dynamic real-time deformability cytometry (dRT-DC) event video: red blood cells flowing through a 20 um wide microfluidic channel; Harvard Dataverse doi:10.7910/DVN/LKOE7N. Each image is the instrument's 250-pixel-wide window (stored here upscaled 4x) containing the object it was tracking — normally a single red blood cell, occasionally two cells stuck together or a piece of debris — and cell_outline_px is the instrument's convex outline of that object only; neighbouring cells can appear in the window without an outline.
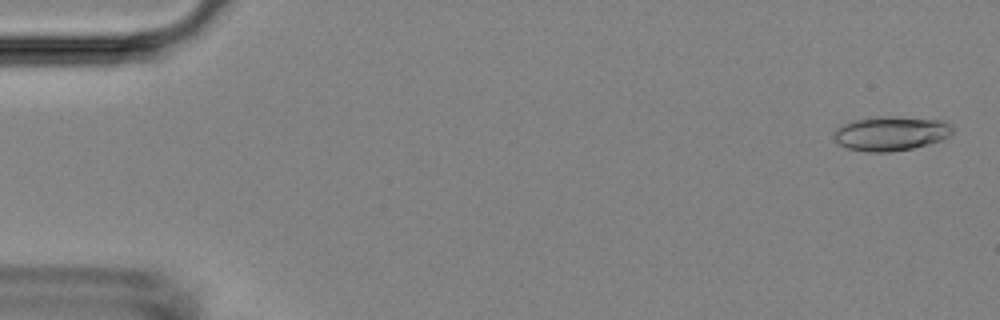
{"species": "Egyptian fruit bat (a non-hibernating species)", "species_latin": "Rousettus aegyptiacus", "temperature_condition": "room temperature", "stored_images_in_passage": 53, "camera_frame_rate_fps": 3000, "um_per_image_px": 0.085, "animal": {"sex": "female"}, "frame": {"image": 1, "passage_image": 2, "time_ms": 0.333, "image_size_px": [1000, 320], "cell_outline_px": [[952, 136], [928, 144], [912, 148], [888, 152], [868, 152], [848, 148], [840, 144], [832, 136], [832, 132], [836, 128], [852, 120], [876, 116], [892, 116], [944, 120], [952, 128]], "centroid_in_image_um": [75.71, 11.33], "position_along_channel_um": 9.3, "area_um2": 23.87}}
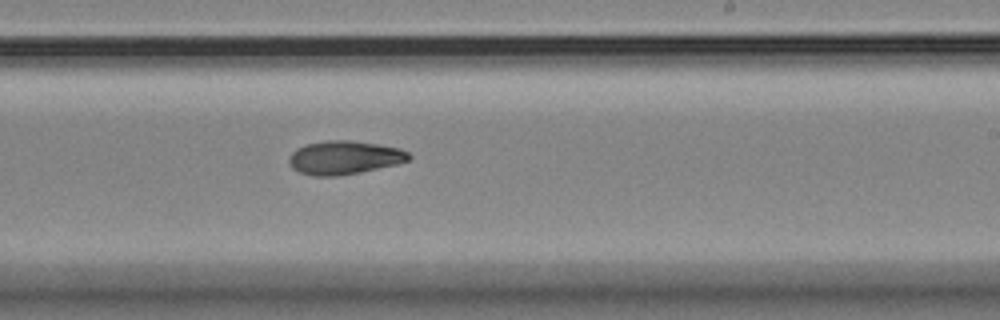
{"frame": {"image": 2, "passage_image": 32, "time_ms": 10.333, "image_size_px": [1000, 320], "cell_outline_px": [[412, 156], [408, 160], [396, 164], [360, 172], [336, 176], [312, 176], [300, 172], [292, 168], [288, 164], [288, 160], [292, 152], [296, 148], [304, 144], [324, 140], [348, 140], [376, 144], [400, 148], [408, 152]], "centroid_in_image_um": [29.22, 13.39], "position_along_channel_um": 259.8, "area_um2": 23.47}}
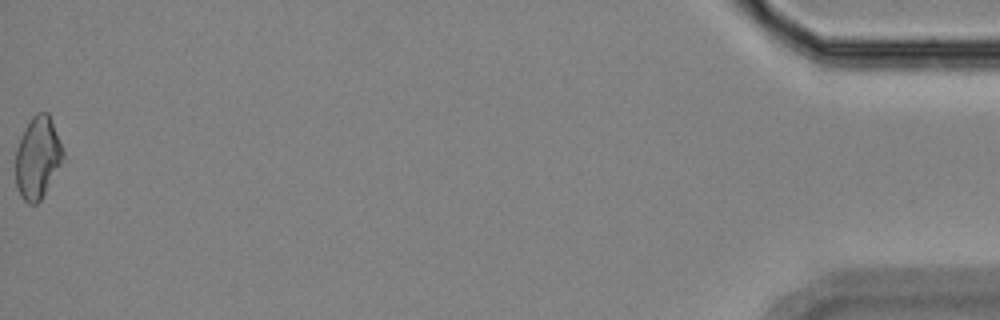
{"frame": {"image": 3, "passage_image": 53, "time_ms": 17.333, "image_size_px": [1000, 320], "cell_outline_px": [[64, 156], [60, 164], [40, 200], [36, 204], [28, 204], [20, 196], [16, 184], [16, 148], [20, 136], [24, 128], [32, 116], [36, 112], [48, 112], [52, 120], [64, 152]], "centroid_in_image_um": [3.18, 13.37], "position_along_channel_um": 432.0, "area_um2": 22.48}}